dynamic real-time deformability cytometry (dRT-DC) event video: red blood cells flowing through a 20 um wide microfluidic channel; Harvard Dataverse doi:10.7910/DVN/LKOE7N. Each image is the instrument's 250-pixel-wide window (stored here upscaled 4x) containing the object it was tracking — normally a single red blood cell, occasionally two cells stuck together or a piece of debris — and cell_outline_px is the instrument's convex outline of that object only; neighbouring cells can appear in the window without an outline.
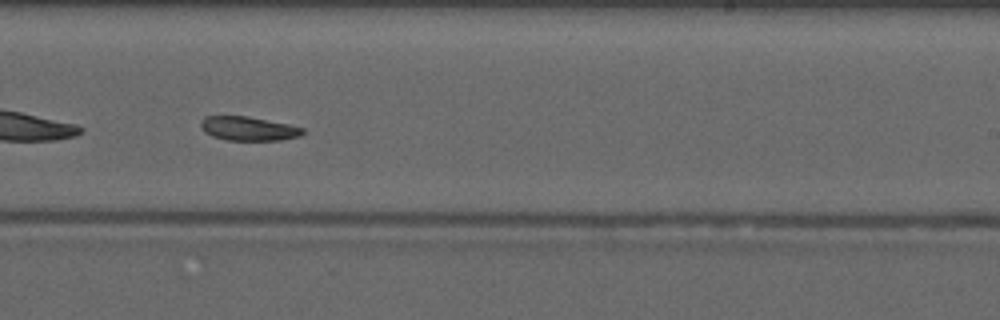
{"species": "common noctule bat (a hibernating species)", "species_latin": "Nyctalus noctula", "temperature_condition": "warm", "stored_images_in_passage": 35, "camera_frame_rate_fps": 3000, "um_per_image_px": 0.085, "animal": {"sex": "male", "forearm_length_mm": 52.5}, "frame": {"image": 1, "passage_image": 16, "time_ms": 5.0, "image_size_px": [1000, 320], "cell_outline_px": [[304, 132], [300, 136], [280, 140], [224, 140], [212, 136], [204, 132], [200, 124], [200, 120], [204, 116], [248, 116], [288, 124], [304, 128]], "centroid_in_image_um": [21.09, 10.93], "position_along_channel_um": 267.9, "area_um2": 14.33}}